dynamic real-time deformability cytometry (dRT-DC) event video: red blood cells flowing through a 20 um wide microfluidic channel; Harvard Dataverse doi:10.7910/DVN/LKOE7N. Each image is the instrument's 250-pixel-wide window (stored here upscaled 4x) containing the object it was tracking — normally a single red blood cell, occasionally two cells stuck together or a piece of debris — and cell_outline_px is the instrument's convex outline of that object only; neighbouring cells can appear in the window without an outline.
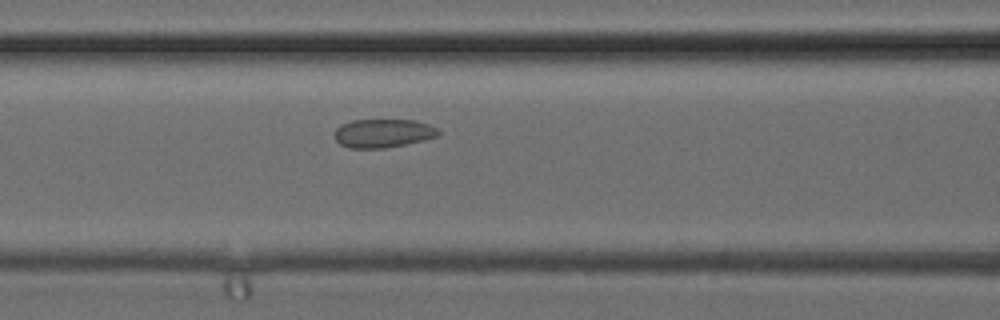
{"species": "common noctule bat (a hibernating species)", "species_latin": "Nyctalus noctula", "temperature_condition": "cold", "stored_images_in_passage": 32, "camera_frame_rate_fps": 3000, "um_per_image_px": 0.085, "animal": {"sex": "female", "body_mass_g": 24.6, "forearm_length_mm": 56.2}, "frame": {"image": 1, "passage_image": 13, "time_ms": 4.0, "image_size_px": [1000, 320], "cell_outline_px": [[440, 136], [424, 140], [384, 148], [348, 148], [340, 144], [336, 140], [332, 132], [340, 124], [352, 120], [416, 120], [428, 124], [436, 128], [440, 132]], "centroid_in_image_um": [32.53, 11.32], "position_along_channel_um": 134.1, "area_um2": 17.46}}
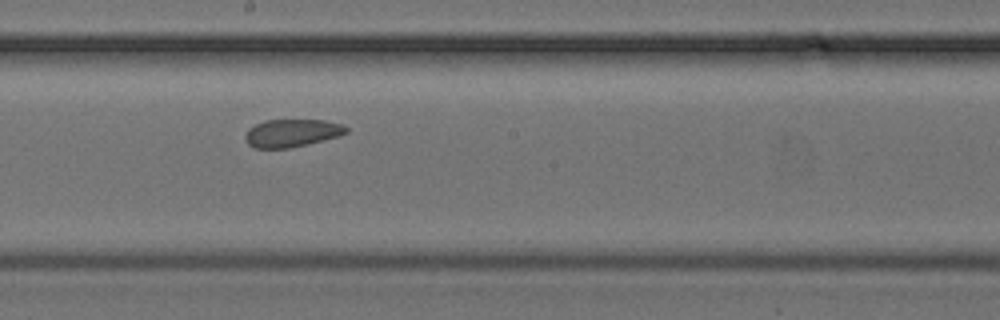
{"frame": {"image": 2, "passage_image": 18, "time_ms": 5.667, "image_size_px": [1000, 320], "cell_outline_px": [[348, 132], [340, 136], [308, 144], [288, 148], [252, 148], [244, 140], [244, 136], [248, 128], [264, 120], [324, 120], [344, 124], [348, 128]], "centroid_in_image_um": [24.8, 11.31], "position_along_channel_um": 223.4, "area_um2": 16.59}}
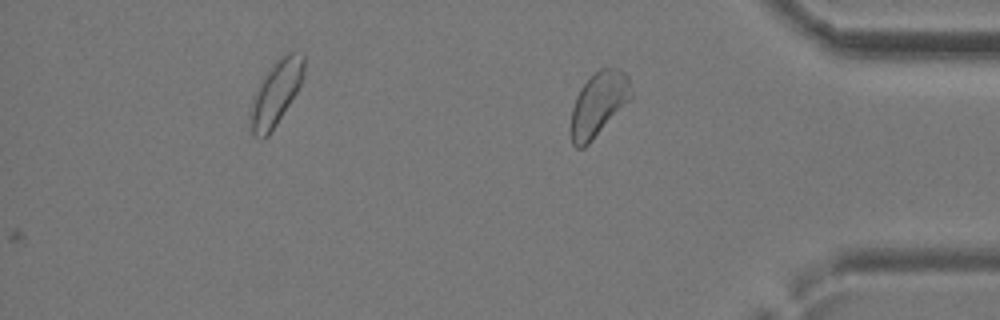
{"frame": {"image": 3, "passage_image": 32, "time_ms": 10.333, "image_size_px": [1000, 320], "cell_outline_px": [[632, 96], [592, 140], [584, 148], [576, 148], [572, 144], [568, 128], [572, 108], [576, 96], [580, 88], [600, 68], [620, 68], [628, 76], [632, 92]], "centroid_in_image_um": [50.82, 8.87], "position_along_channel_um": 384.4, "area_um2": 22.43}}